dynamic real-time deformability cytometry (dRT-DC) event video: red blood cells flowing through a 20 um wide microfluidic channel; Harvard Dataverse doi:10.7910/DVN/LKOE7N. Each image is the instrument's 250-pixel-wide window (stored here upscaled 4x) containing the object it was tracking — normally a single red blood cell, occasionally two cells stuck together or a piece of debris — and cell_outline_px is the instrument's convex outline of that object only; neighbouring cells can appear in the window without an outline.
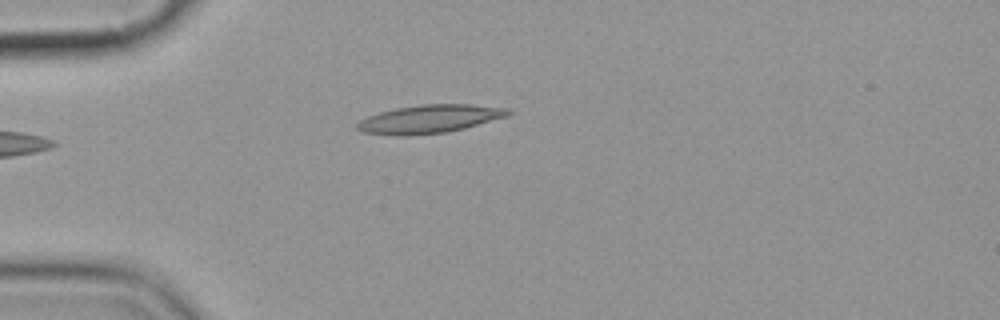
{"species": "common noctule bat (a hibernating species)", "species_latin": "Nyctalus noctula", "temperature_condition": "cold", "stored_images_in_passage": 4, "camera_frame_rate_fps": 3000, "um_per_image_px": 0.085, "animal": {"sex": "female", "body_mass_g": 19.9}, "frame": {"image": 1, "passage_image": 4, "time_ms": 3.333, "image_size_px": [1000, 320], "cell_outline_px": [[512, 112], [508, 116], [464, 128], [444, 132], [400, 136], [396, 136], [364, 132], [356, 128], [356, 124], [360, 120], [368, 116], [380, 112], [396, 108], [420, 104], [468, 104], [508, 108]], "centroid_in_image_um": [36.5, 10.1], "position_along_channel_um": 48.5, "area_um2": 24.68}}